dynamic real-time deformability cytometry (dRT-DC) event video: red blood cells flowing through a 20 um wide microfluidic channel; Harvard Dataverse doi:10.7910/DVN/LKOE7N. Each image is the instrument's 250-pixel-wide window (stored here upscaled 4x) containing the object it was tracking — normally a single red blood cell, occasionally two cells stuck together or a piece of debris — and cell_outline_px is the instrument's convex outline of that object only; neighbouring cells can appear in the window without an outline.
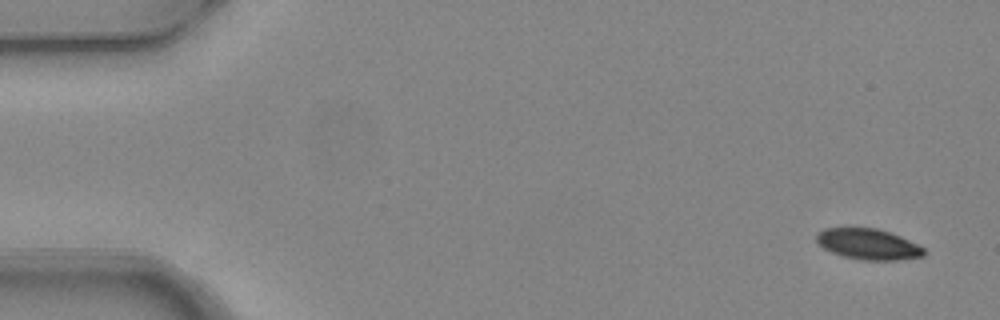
{"species": "common noctule bat (a hibernating species)", "species_latin": "Nyctalus noctula", "temperature_condition": "warm", "stored_images_in_passage": 4, "camera_frame_rate_fps": 3000, "um_per_image_px": 0.085, "animal": {"sex": "female", "body_mass_g": 24.6, "forearm_length_mm": 56.2}, "frame": {"image": 1, "passage_image": 1, "time_ms": 0.0, "image_size_px": [1000, 320], "cell_outline_px": [[924, 256], [896, 260], [864, 260], [844, 256], [832, 252], [824, 248], [816, 240], [816, 232], [824, 228], [876, 228], [900, 236], [924, 248]], "centroid_in_image_um": [73.77, 20.75], "position_along_channel_um": 11.2, "area_um2": 19.02}}